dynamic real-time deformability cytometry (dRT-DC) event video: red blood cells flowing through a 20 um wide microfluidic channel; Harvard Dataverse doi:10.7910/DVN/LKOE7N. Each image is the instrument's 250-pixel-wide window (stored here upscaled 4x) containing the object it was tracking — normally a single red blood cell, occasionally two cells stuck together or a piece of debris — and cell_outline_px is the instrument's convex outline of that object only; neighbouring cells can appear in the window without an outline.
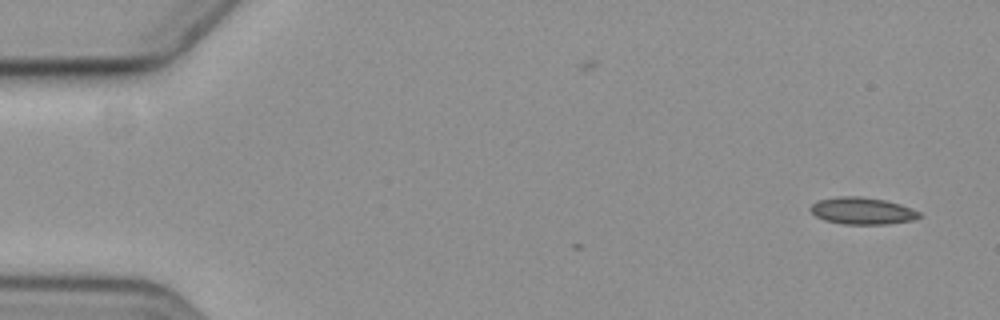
{"species": "common noctule bat (a hibernating species)", "species_latin": "Nyctalus noctula", "temperature_condition": "cold", "stored_images_in_passage": 2, "camera_frame_rate_fps": 3000, "um_per_image_px": 0.085, "animal": {"sex": "female", "body_mass_g": 19.3, "forearm_length_mm": 54.1}, "frame": {"image": 1, "passage_image": 2, "time_ms": 1.333, "image_size_px": [1000, 320], "cell_outline_px": [[924, 216], [912, 220], [888, 224], [844, 224], [824, 220], [816, 216], [808, 208], [812, 204], [820, 200], [840, 196], [860, 196], [884, 200], [900, 204], [920, 212]], "centroid_in_image_um": [73.31, 17.93], "position_along_channel_um": 11.7, "area_um2": 17.05}}